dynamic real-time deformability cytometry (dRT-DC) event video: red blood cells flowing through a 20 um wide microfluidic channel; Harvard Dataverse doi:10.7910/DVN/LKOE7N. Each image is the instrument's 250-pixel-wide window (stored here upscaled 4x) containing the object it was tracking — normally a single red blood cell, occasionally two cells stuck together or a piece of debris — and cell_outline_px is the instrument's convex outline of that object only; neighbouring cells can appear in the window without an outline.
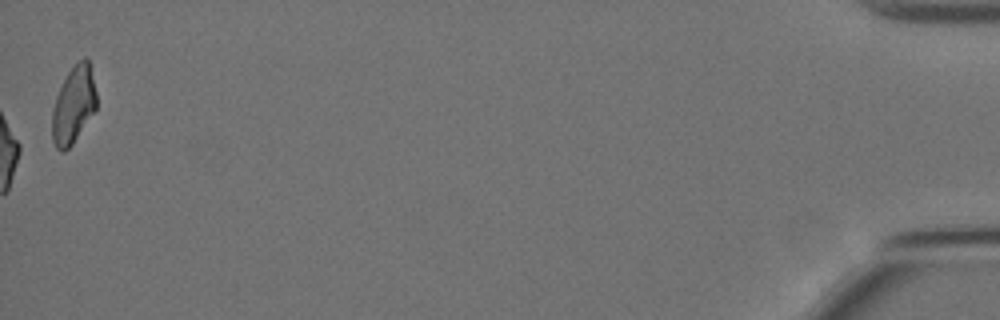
{"species": "Egyptian fruit bat (a non-hibernating species)", "species_latin": "Rousettus aegyptiacus", "temperature_condition": "cold", "stored_images_in_passage": 53, "camera_frame_rate_fps": 3000, "um_per_image_px": 0.085, "animal": {"sex": "female"}, "frame": {"image": 1, "passage_image": 53, "time_ms": 17.333, "image_size_px": [1000, 320], "cell_outline_px": [[96, 108], [72, 144], [64, 152], [60, 152], [56, 148], [52, 140], [52, 108], [56, 96], [68, 72], [84, 56], [88, 60], [96, 92]], "centroid_in_image_um": [6.22, 8.95], "position_along_channel_um": 429.0, "area_um2": 19.59}, "authors_computed_cell_mechanics": {"area_um2": 20.3456, "velocity_mm_per_s": 3.5026, "shape_relaxation_time_tau1_ms": null, "shape_relaxation_time_tau2_ms": 4.9459, "deformation_change_tau1": null, "deformation_change_tau2": 0.1191}}